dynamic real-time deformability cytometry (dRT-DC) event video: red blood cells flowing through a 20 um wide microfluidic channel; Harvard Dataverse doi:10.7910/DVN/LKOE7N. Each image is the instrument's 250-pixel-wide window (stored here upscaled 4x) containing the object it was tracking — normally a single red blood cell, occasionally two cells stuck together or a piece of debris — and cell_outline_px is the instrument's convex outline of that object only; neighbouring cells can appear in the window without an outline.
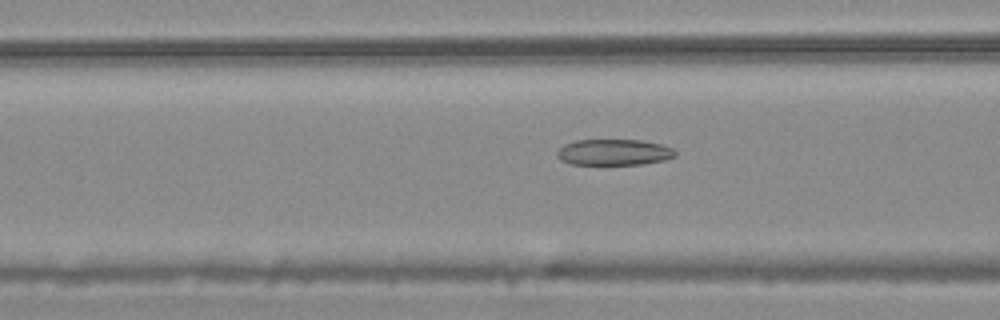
{"species": "common noctule bat (a hibernating species)", "species_latin": "Nyctalus noctula", "temperature_condition": "warm", "stored_images_in_passage": 41, "camera_frame_rate_fps": 3000, "um_per_image_px": 0.085, "animal": {"sex": "male", "body_mass_g": 20.4}, "frame": {"image": 1, "passage_image": 8, "time_ms": 2.333, "image_size_px": [1000, 320], "cell_outline_px": [[676, 156], [664, 160], [644, 164], [572, 164], [560, 160], [556, 156], [556, 152], [564, 144], [576, 140], [644, 140], [660, 144], [672, 148], [676, 152]], "centroid_in_image_um": [52.18, 12.94], "position_along_channel_um": 114.4, "area_um2": 17.98}}
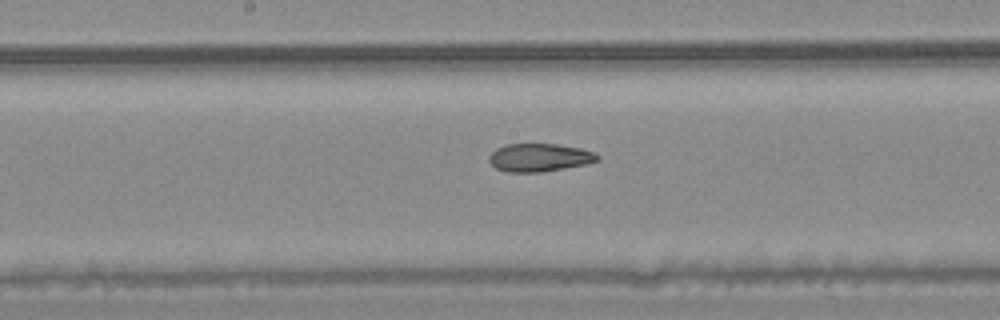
{"frame": {"image": 2, "passage_image": 15, "time_ms": 4.667, "image_size_px": [1000, 320], "cell_outline_px": [[600, 160], [588, 164], [540, 172], [508, 172], [496, 168], [488, 160], [488, 156], [496, 148], [504, 144], [556, 144], [580, 148], [596, 152], [600, 156]], "centroid_in_image_um": [45.87, 13.38], "position_along_channel_um": 202.3, "area_um2": 17.86}}
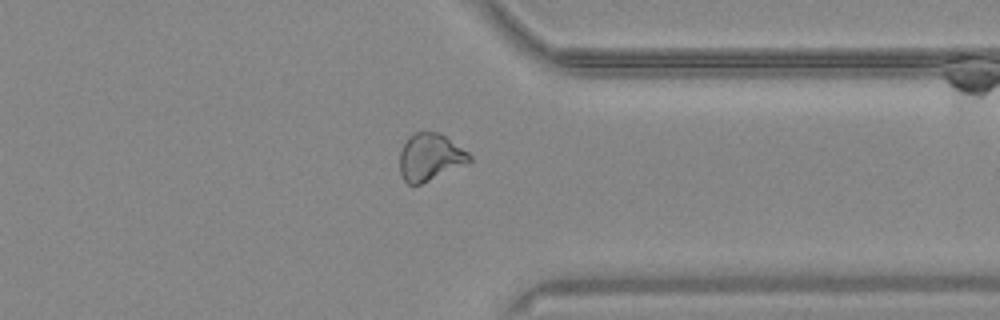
{"frame": {"image": 3, "passage_image": 29, "time_ms": 9.333, "image_size_px": [1000, 320], "cell_outline_px": [[472, 160], [468, 164], [420, 184], [408, 184], [404, 180], [400, 172], [400, 152], [408, 136], [416, 132], [440, 132], [468, 152], [472, 156]], "centroid_in_image_um": [36.58, 13.35], "position_along_channel_um": 374.8, "area_um2": 19.19}, "authors_computed_cell_mechanics": {"area_um2": 19.0162, "velocity_mm_per_s": 3.7533, "shape_relaxation_time_tau1_ms": null, "shape_relaxation_time_tau2_ms": 2.9157, "deformation_change_tau1": null, "deformation_change_tau2": 0.0985}}